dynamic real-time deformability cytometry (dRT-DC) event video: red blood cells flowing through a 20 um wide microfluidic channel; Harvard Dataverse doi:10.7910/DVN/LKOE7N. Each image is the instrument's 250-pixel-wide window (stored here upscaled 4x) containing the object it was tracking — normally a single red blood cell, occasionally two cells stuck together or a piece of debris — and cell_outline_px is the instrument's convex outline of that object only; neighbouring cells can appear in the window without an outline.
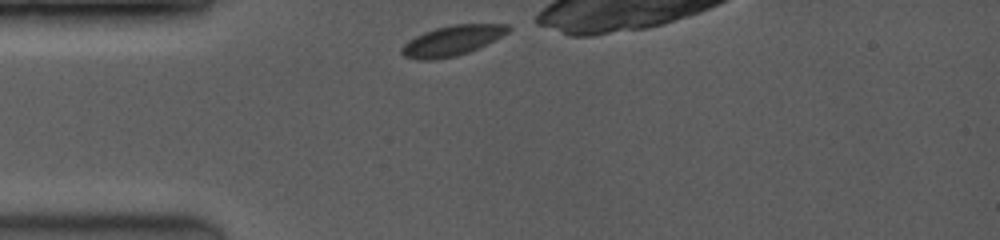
{"species": "common noctule bat (a hibernating species)", "species_latin": "Nyctalus noctula", "temperature_condition": "room temperature", "stored_images_in_passage": 11, "camera_frame_rate_fps": 3500, "um_per_image_px": 0.085, "animal": {"sex": "female", "body_mass_g": 19.0, "forearm_length_mm": 53.3}, "frame": {"image": 1, "passage_image": 1, "time_ms": 0.0, "image_size_px": [1000, 240], "cell_outline_px": [[512, 28], [508, 32], [468, 52], [456, 56], [432, 60], [420, 60], [404, 56], [400, 52], [400, 48], [408, 40], [424, 32], [436, 28], [452, 24], [508, 24]], "centroid_in_image_um": [38.38, 3.45], "position_along_channel_um": 46.6, "area_um2": 18.44}}